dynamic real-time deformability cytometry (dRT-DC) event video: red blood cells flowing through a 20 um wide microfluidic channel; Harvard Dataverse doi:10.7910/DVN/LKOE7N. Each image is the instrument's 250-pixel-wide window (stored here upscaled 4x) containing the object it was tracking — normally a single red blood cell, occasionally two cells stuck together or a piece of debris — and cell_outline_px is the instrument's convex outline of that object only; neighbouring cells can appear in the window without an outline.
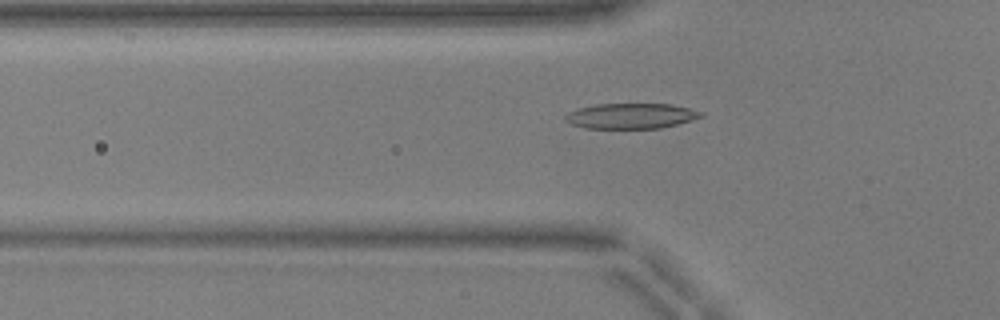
{"species": "common noctule bat (a hibernating species)", "species_latin": "Nyctalus noctula", "temperature_condition": "warm", "stored_images_in_passage": 36, "camera_frame_rate_fps": 3000, "um_per_image_px": 0.085, "animal": {"sex": "male", "body_mass_g": 17.9, "forearm_length_mm": 54.2}, "frame": {"image": 1, "passage_image": 5, "time_ms": 1.333, "image_size_px": [1000, 320], "cell_outline_px": [[704, 116], [692, 120], [660, 128], [584, 128], [572, 124], [564, 120], [564, 116], [568, 112], [580, 108], [596, 104], [672, 104], [704, 112]], "centroid_in_image_um": [53.64, 9.85], "position_along_channel_um": 72.2, "area_um2": 20.0}}
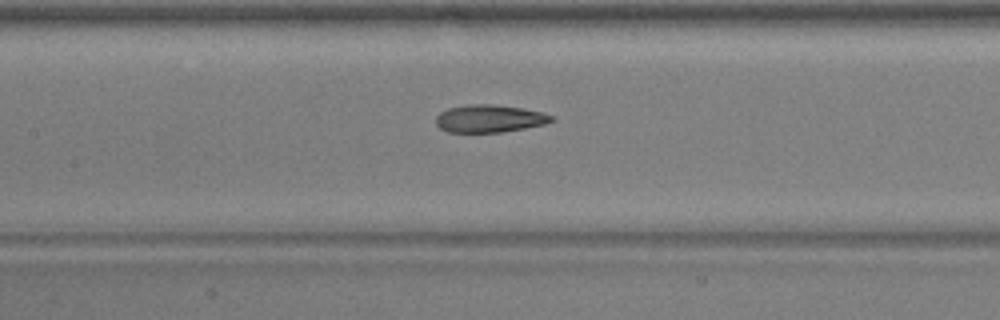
{"frame": {"image": 2, "passage_image": 12, "time_ms": 3.667, "image_size_px": [1000, 320], "cell_outline_px": [[556, 120], [544, 124], [524, 128], [500, 132], [448, 132], [440, 128], [436, 124], [436, 116], [440, 112], [448, 108], [468, 104], [488, 104], [524, 108], [540, 112], [552, 116]], "centroid_in_image_um": [41.58, 10.07], "position_along_channel_um": 165.8, "area_um2": 18.5}}
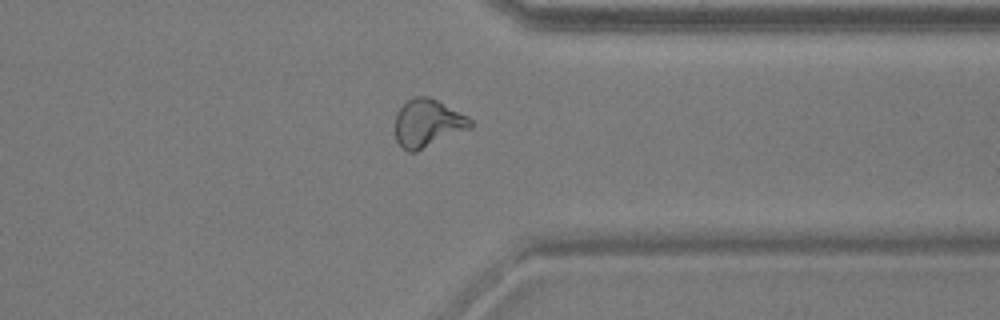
{"frame": {"image": 3, "passage_image": 28, "time_ms": 9.0, "image_size_px": [1000, 320], "cell_outline_px": [[472, 128], [416, 152], [408, 152], [396, 140], [396, 112], [408, 100], [416, 96], [428, 96], [468, 116], [472, 120]], "centroid_in_image_um": [36.37, 10.48], "position_along_channel_um": 375.0, "area_um2": 20.87}}